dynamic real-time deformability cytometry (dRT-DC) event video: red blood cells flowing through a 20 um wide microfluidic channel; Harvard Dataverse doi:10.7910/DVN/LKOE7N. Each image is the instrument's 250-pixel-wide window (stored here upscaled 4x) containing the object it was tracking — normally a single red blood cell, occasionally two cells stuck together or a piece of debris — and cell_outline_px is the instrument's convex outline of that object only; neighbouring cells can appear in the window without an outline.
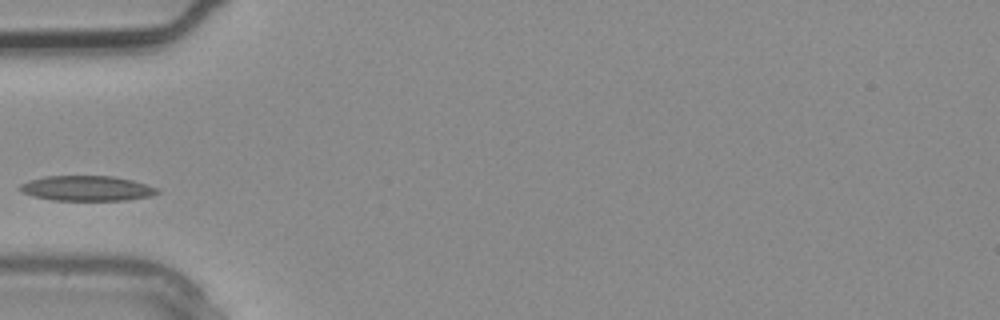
{"species": "common noctule bat (a hibernating species)", "species_latin": "Nyctalus noctula", "temperature_condition": "warm", "stored_images_in_passage": 1, "camera_frame_rate_fps": 3000, "um_per_image_px": 0.085, "animal": {"sex": "male", "body_mass_g": 20.4}, "frame": {"image": 1, "passage_image": 1, "time_ms": 0.0, "image_size_px": [1000, 320], "cell_outline_px": [[160, 192], [148, 196], [128, 200], [52, 200], [32, 196], [16, 188], [20, 184], [28, 180], [44, 176], [112, 176], [132, 180], [160, 188]], "centroid_in_image_um": [7.36, 16.0], "position_along_channel_um": 77.6, "area_um2": 20.17}}